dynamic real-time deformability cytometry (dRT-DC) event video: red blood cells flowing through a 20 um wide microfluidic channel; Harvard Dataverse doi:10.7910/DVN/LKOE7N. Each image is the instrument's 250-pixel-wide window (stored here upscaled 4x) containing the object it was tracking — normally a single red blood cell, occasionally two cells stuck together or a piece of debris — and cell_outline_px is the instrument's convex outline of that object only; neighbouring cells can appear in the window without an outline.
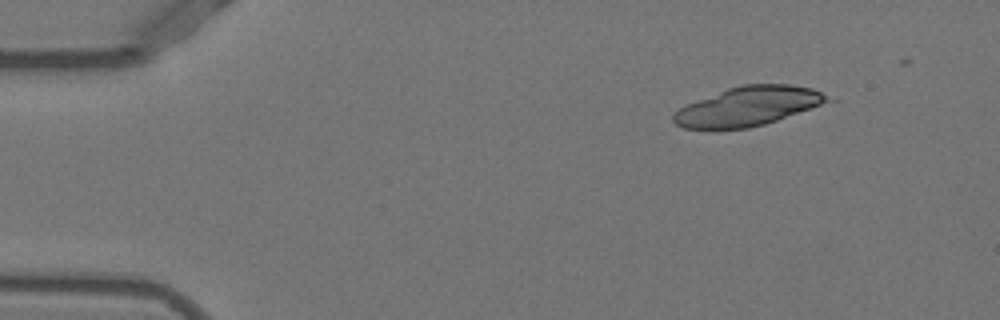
{"species": "Egyptian fruit bat (a non-hibernating species)", "species_latin": "Rousettus aegyptiacus", "temperature_condition": "warm", "stored_images_in_passage": 9, "camera_frame_rate_fps": 3000, "um_per_image_px": 0.085, "animal": {"sex": "female"}, "frame": {"image": 1, "passage_image": 1, "time_ms": 0.0, "image_size_px": [1000, 320], "cell_outline_px": [[836, 100], [764, 124], [748, 128], [684, 128], [676, 124], [672, 120], [672, 116], [680, 108], [688, 104], [728, 88], [744, 84], [788, 84], [812, 88]], "centroid_in_image_um": [63.64, 9.02], "position_along_channel_um": 21.4, "area_um2": 34.62}}